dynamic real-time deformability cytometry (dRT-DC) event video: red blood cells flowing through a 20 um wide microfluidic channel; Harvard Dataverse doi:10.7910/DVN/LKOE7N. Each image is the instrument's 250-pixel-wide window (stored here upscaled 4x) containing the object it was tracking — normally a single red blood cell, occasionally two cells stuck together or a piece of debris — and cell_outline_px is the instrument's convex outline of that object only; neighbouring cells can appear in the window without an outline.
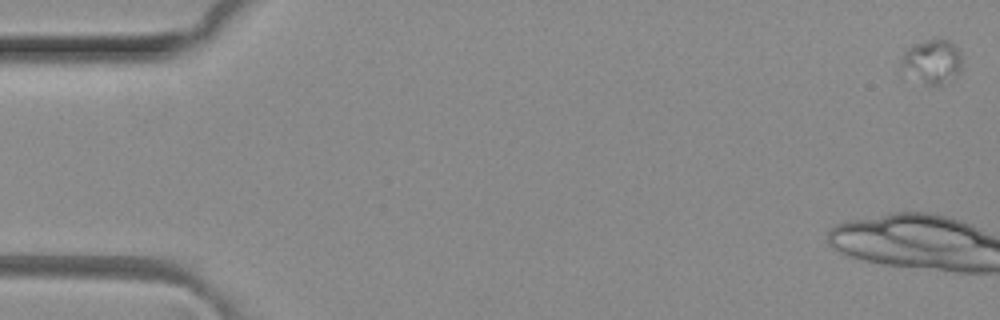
{"species": "common noctule bat (a hibernating species)", "species_latin": "Nyctalus noctula", "temperature_condition": "room temperature", "stored_images_in_passage": 6, "camera_frame_rate_fps": 3000, "um_per_image_px": 0.085, "animal": {"sex": "female", "body_mass_g": 29.2, "forearm_length_mm": 56.3}, "frame": {"image": 1, "passage_image": 1, "time_ms": 0.0, "image_size_px": [1000, 320], "cell_outline_px": [[964, 68], [960, 72], [944, 84], [932, 84], [924, 80], [900, 64], [900, 60], [904, 52], [908, 48], [916, 44], [928, 40], [944, 36], [960, 52]], "centroid_in_image_um": [79.35, 5.15], "position_along_channel_um": 5.7, "area_um2": 14.97}}